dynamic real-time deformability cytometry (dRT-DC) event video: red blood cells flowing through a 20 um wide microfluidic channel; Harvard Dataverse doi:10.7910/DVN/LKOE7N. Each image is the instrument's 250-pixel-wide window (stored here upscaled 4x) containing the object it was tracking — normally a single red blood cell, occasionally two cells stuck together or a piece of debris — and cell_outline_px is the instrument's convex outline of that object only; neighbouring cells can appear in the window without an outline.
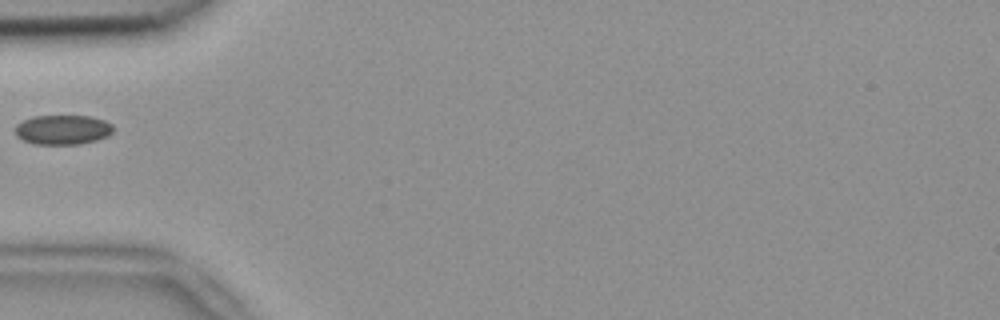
{"species": "common noctule bat (a hibernating species)", "species_latin": "Nyctalus noctula", "temperature_condition": "room temperature", "stored_images_in_passage": 1, "camera_frame_rate_fps": 3000, "um_per_image_px": 0.085, "animal": {"sex": "female", "body_mass_g": 18.4}, "frame": {"image": 1, "passage_image": 1, "time_ms": 0.0, "image_size_px": [1000, 320], "cell_outline_px": [[112, 132], [108, 136], [96, 140], [80, 144], [36, 144], [24, 140], [16, 136], [16, 124], [32, 116], [92, 116], [104, 120], [112, 124]], "centroid_in_image_um": [5.34, 11.02], "position_along_channel_um": 79.7, "area_um2": 16.88}}